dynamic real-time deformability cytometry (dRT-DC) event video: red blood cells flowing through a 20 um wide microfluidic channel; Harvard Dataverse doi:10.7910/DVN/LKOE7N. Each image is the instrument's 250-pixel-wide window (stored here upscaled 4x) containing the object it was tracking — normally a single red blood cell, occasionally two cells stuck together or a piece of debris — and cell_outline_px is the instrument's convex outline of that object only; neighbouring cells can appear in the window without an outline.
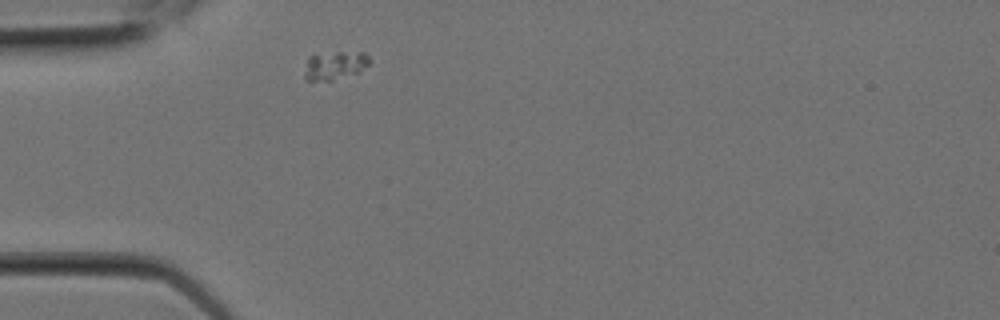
{"species": "Egyptian fruit bat (a non-hibernating species)", "species_latin": "Rousettus aegyptiacus", "temperature_condition": "room temperature", "stored_images_in_passage": 1, "camera_frame_rate_fps": 3000, "um_per_image_px": 0.085, "animal": {"sex": "female"}, "frame": {"image": 1, "passage_image": 1, "time_ms": 0.0, "image_size_px": [1000, 320], "cell_outline_px": [[368, 64], [356, 72], [332, 80], [304, 80], [304, 72], [308, 56], [340, 52], [364, 52], [368, 56]], "centroid_in_image_um": [28.4, 5.55], "position_along_channel_um": 56.6, "area_um2": 10.35}}